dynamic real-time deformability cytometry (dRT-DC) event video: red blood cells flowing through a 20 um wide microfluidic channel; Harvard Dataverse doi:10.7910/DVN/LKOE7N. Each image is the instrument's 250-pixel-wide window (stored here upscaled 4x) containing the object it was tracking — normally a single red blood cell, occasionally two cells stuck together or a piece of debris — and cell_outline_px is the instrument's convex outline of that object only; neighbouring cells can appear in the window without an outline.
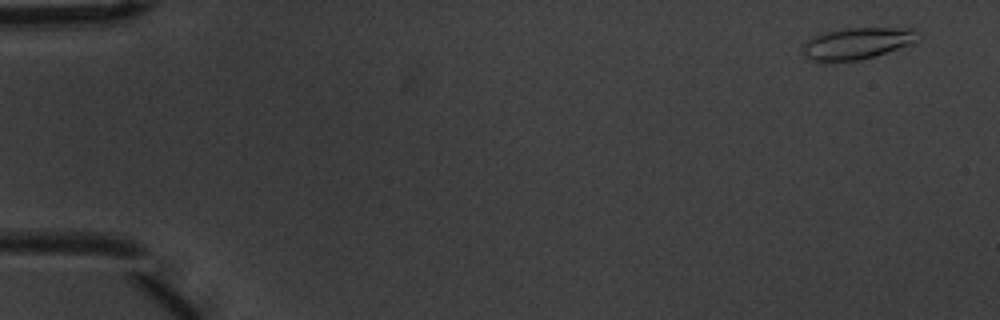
{"species": "common noctule bat (a hibernating species)", "species_latin": "Nyctalus noctula", "temperature_condition": "warm", "stored_images_in_passage": 5, "camera_frame_rate_fps": 3000, "um_per_image_px": 0.085, "animal": {"sex": "male", "body_mass_g": 20.1, "forearm_length_mm": 53.5}, "frame": {"image": 1, "passage_image": 1, "time_ms": 0.0, "image_size_px": [1000, 320], "cell_outline_px": [[924, 36], [912, 44], [872, 56], [856, 60], [812, 60], [804, 56], [804, 44], [816, 36], [824, 32], [844, 28], [916, 28]], "centroid_in_image_um": [72.98, 3.64], "position_along_channel_um": 12.0, "area_um2": 20.87}}